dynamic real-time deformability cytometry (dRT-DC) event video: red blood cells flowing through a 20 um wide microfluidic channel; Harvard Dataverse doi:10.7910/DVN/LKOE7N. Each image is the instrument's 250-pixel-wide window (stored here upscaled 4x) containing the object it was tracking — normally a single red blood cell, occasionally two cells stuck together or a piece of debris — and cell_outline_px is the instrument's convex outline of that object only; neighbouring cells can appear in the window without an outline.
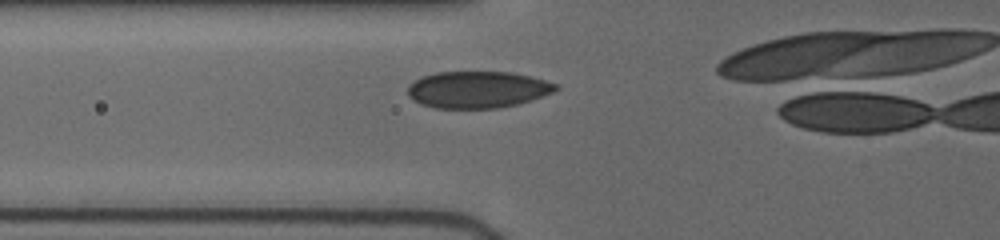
{"species": "human", "species_latin": "Homo sapiens", "temperature_condition": "cold", "stored_images_in_passage": 33, "segment_of_instrument_passage": [2, 2], "camera_frame_rate_fps": 3000, "um_per_image_px": 0.085, "donor": {"sex": "female"}, "frame": {"image": 1, "passage_image": 23, "time_ms": 5.0, "image_size_px": [1000, 240], "cell_outline_px": [[560, 88], [552, 92], [520, 104], [500, 108], [436, 108], [420, 104], [408, 96], [408, 84], [424, 76], [436, 72], [512, 72], [544, 80], [556, 84]], "centroid_in_image_um": [40.58, 7.62], "position_along_channel_um": 85.2, "area_um2": 31.67}}
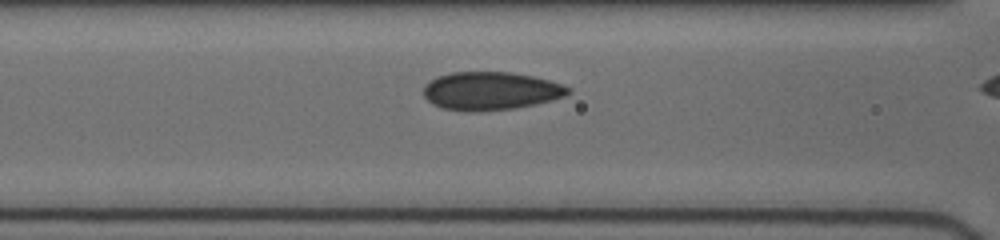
{"frame": {"image": 2, "passage_image": 27, "time_ms": 6.0, "image_size_px": [1000, 240], "cell_outline_px": [[572, 92], [564, 96], [552, 100], [512, 108], [444, 108], [432, 104], [424, 96], [424, 84], [436, 76], [452, 72], [512, 72], [532, 76], [548, 80], [572, 88]], "centroid_in_image_um": [41.72, 7.67], "position_along_channel_um": 124.9, "area_um2": 31.04}}
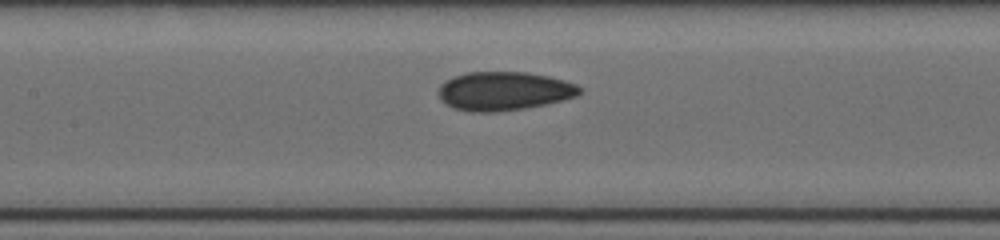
{"frame": {"image": 3, "passage_image": 31, "time_ms": 7.0, "image_size_px": [1000, 240], "cell_outline_px": [[584, 92], [576, 96], [564, 100], [528, 108], [496, 112], [468, 112], [452, 108], [444, 104], [440, 100], [436, 92], [440, 84], [444, 80], [452, 76], [468, 72], [528, 72], [548, 76], [564, 80], [576, 84], [584, 88]], "centroid_in_image_um": [42.81, 7.75], "position_along_channel_um": 164.6, "area_um2": 32.66}}